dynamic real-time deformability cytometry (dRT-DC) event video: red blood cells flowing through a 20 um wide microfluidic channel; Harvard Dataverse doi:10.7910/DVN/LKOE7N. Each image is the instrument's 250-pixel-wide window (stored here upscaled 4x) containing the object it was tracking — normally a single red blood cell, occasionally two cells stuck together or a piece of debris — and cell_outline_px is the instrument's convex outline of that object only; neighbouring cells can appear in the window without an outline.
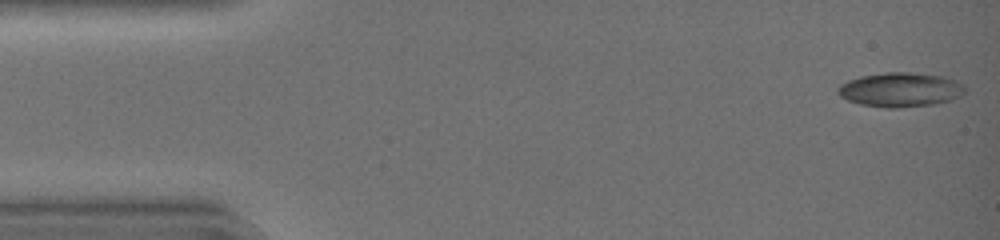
{"species": "common noctule bat (a hibernating species)", "species_latin": "Nyctalus noctula", "temperature_condition": "warm", "stored_images_in_passage": 43, "camera_frame_rate_fps": 3000, "um_per_image_px": 0.085, "animal": {"sex": "female", "body_mass_g": 19.0, "forearm_length_mm": 51.5}, "frame": {"image": 1, "passage_image": 1, "time_ms": 0.0, "image_size_px": [1000, 240], "cell_outline_px": [[964, 92], [960, 96], [936, 104], [896, 108], [888, 108], [860, 104], [848, 100], [840, 96], [836, 92], [836, 88], [840, 84], [848, 80], [860, 76], [888, 72], [908, 72], [944, 76], [956, 80], [964, 88]], "centroid_in_image_um": [76.49, 7.62], "position_along_channel_um": 8.5, "area_um2": 25.37}}
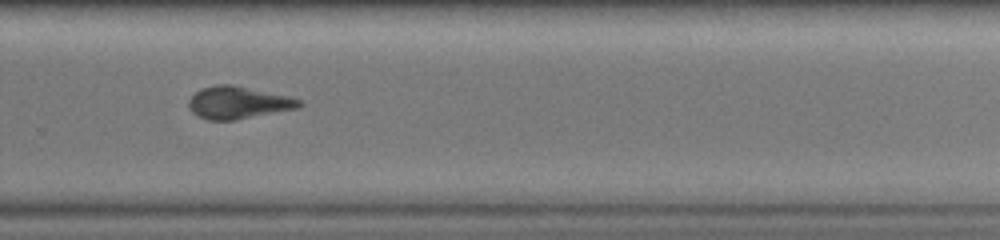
{"frame": {"image": 2, "passage_image": 30, "time_ms": 9.667, "image_size_px": [1000, 240], "cell_outline_px": [[304, 104], [300, 108], [236, 120], [208, 120], [196, 116], [192, 112], [188, 104], [188, 100], [200, 88], [216, 84], [232, 84], [292, 96], [300, 100]], "centroid_in_image_um": [20.28, 8.72], "position_along_channel_um": 309.5, "area_um2": 21.27}}
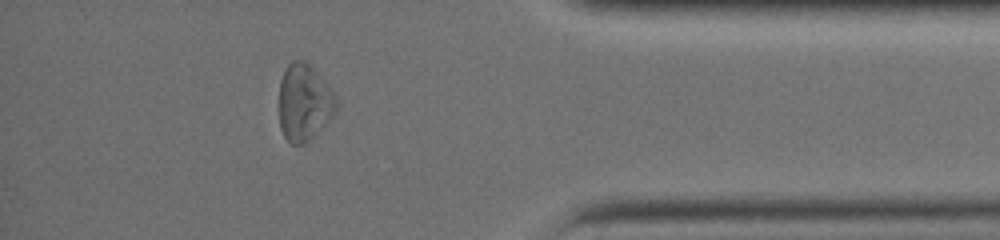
{"frame": {"image": 3, "passage_image": 38, "time_ms": 12.333, "image_size_px": [1000, 240], "cell_outline_px": [[336, 108], [332, 116], [316, 136], [304, 144], [292, 144], [284, 136], [280, 128], [280, 80], [288, 64], [292, 60], [308, 60], [332, 88], [336, 96]], "centroid_in_image_um": [25.88, 8.68], "position_along_channel_um": 409.3, "area_um2": 25.95}}